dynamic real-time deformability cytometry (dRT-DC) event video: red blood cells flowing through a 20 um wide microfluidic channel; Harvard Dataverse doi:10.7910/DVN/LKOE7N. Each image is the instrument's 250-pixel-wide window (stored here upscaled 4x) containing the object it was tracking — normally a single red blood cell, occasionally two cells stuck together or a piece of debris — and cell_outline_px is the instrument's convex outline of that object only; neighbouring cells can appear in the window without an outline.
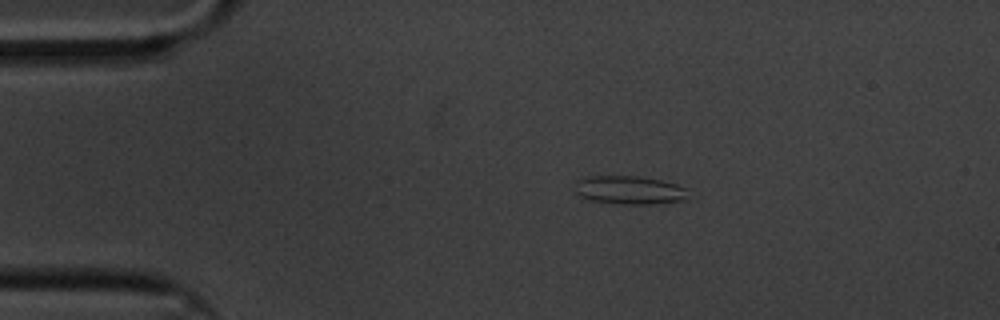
{"species": "common noctule bat (a hibernating species)", "species_latin": "Nyctalus noctula", "temperature_condition": "cold", "stored_images_in_passage": 49, "camera_frame_rate_fps": 3000, "um_per_image_px": 0.085, "animal": {"sex": "male", "body_mass_g": 20.1, "forearm_length_mm": 53.5}, "frame": {"image": 1, "passage_image": 1, "time_ms": 0.0, "image_size_px": [1000, 320], "cell_outline_px": [[688, 188], [684, 200], [652, 204], [616, 204], [592, 200], [580, 196], [576, 192], [576, 180], [592, 176], [636, 176], [660, 180], [676, 184]], "centroid_in_image_um": [53.5, 16.16], "position_along_channel_um": 31.5, "area_um2": 18.61}}
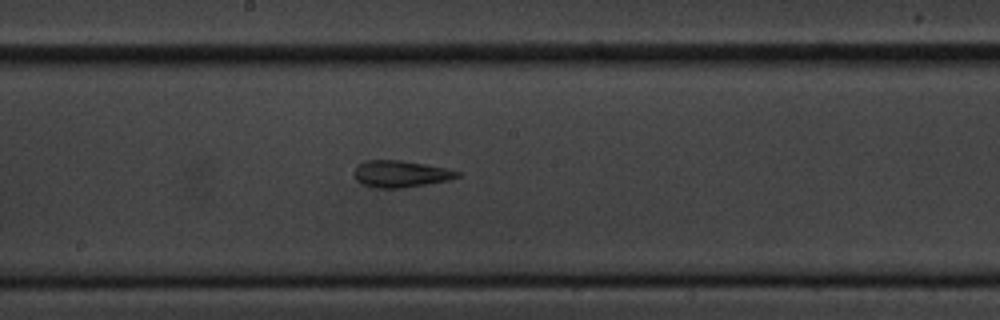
{"frame": {"image": 2, "passage_image": 21, "time_ms": 6.667, "image_size_px": [1000, 320], "cell_outline_px": [[460, 176], [448, 180], [404, 188], [376, 188], [364, 184], [356, 180], [356, 168], [364, 160], [400, 160], [448, 168], [460, 172]], "centroid_in_image_um": [34.09, 14.78], "position_along_channel_um": 214.1, "area_um2": 15.9}}
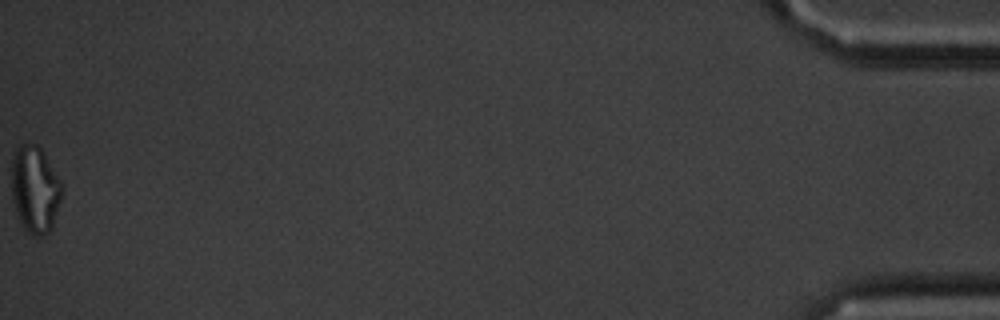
{"frame": {"image": 3, "passage_image": 49, "time_ms": 16.0, "image_size_px": [1000, 320], "cell_outline_px": [[64, 188], [52, 228], [44, 236], [32, 236], [24, 228], [16, 212], [12, 196], [12, 156], [16, 148], [24, 144], [36, 144], [40, 148], [64, 184]], "centroid_in_image_um": [3.0, 16.11], "position_along_channel_um": 432.2, "area_um2": 25.61}, "authors_computed_cell_mechanics": {"area_um2": 16.762, "velocity_mm_per_s": 3.4038, "shape_relaxation_time_tau1_ms": null, "shape_relaxation_time_tau2_ms": 2.4893, "deformation_change_tau1": null, "deformation_change_tau2": 0.1182}}